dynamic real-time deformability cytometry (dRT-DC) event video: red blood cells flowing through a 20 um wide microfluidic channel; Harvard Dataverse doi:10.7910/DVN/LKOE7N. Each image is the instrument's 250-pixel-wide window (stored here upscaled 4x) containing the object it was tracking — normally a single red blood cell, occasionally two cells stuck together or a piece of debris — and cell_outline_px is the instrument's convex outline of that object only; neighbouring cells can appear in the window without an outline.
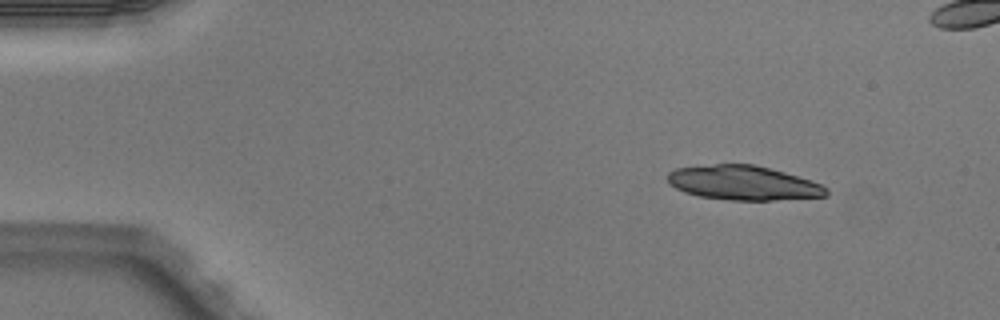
{"species": "Egyptian fruit bat (a non-hibernating species)", "species_latin": "Rousettus aegyptiacus", "temperature_condition": "warm", "stored_images_in_passage": 4, "camera_frame_rate_fps": 3000, "um_per_image_px": 0.085, "animal": {"sex": "male"}, "frame": {"image": 1, "passage_image": 1, "time_ms": 0.0, "image_size_px": [1000, 320], "cell_outline_px": [[828, 196], [772, 200], [732, 200], [700, 196], [684, 192], [668, 184], [668, 172], [676, 168], [716, 164], [756, 164], [784, 172], [820, 184], [828, 188]], "centroid_in_image_um": [63.16, 15.54], "position_along_channel_um": 21.8, "area_um2": 31.62}}